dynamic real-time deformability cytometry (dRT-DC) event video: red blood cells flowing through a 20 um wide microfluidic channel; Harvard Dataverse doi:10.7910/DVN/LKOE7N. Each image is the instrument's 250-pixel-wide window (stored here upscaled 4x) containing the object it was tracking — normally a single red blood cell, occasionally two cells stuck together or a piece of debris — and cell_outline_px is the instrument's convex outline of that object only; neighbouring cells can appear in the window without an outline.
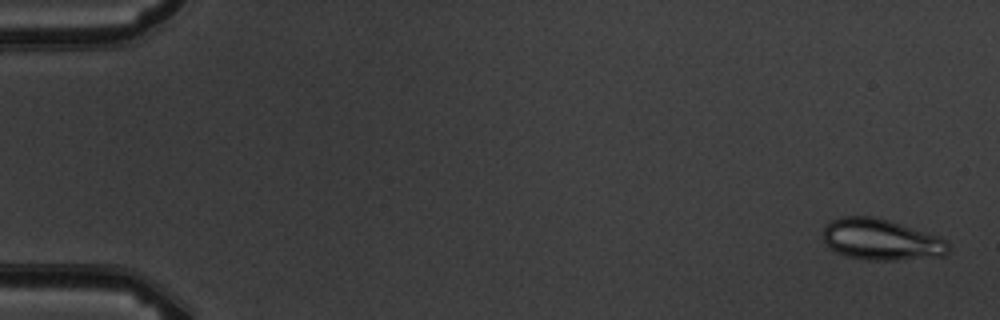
{"species": "common noctule bat (a hibernating species)", "species_latin": "Nyctalus noctula", "temperature_condition": "warm", "stored_images_in_passage": 4, "camera_frame_rate_fps": 3000, "um_per_image_px": 0.085, "animal": {"sex": "male", "body_mass_g": 19.5, "forearm_length_mm": 54.6}, "frame": {"image": 1, "passage_image": 1, "time_ms": 0.0, "image_size_px": [1000, 320], "cell_outline_px": [[952, 248], [944, 256], [896, 260], [864, 260], [844, 256], [828, 248], [824, 240], [824, 224], [840, 216], [876, 216], [940, 236]], "centroid_in_image_um": [74.89, 20.36], "position_along_channel_um": 10.1, "area_um2": 30.52}}